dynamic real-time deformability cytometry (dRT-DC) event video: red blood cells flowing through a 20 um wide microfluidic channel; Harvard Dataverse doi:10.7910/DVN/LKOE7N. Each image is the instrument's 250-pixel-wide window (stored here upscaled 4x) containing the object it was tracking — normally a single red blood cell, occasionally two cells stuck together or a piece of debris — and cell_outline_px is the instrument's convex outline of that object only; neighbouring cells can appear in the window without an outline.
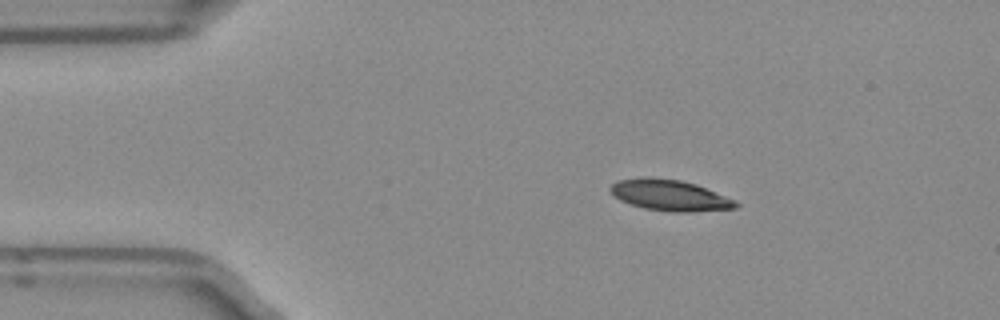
{"species": "Egyptian fruit bat (a non-hibernating species)", "species_latin": "Rousettus aegyptiacus", "temperature_condition": "room temperature", "stored_images_in_passage": 3, "camera_frame_rate_fps": 3000, "um_per_image_px": 0.085, "frame": {"image": 1, "passage_image": 1, "time_ms": 0.0, "image_size_px": [1000, 320], "cell_outline_px": [[740, 204], [736, 208], [688, 212], [676, 212], [644, 208], [620, 200], [608, 188], [616, 180], [640, 176], [644, 176], [680, 180], [696, 184], [736, 200]], "centroid_in_image_um": [56.93, 16.58], "position_along_channel_um": 28.1, "area_um2": 22.66}}
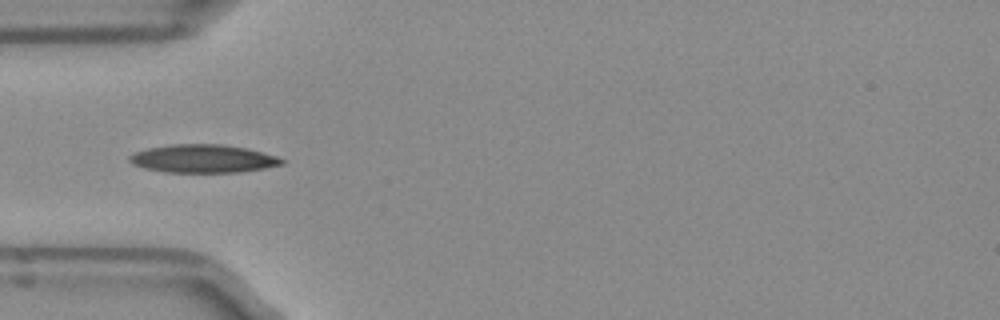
{"frame": {"image": 2, "passage_image": 3, "time_ms": 0.667, "image_size_px": [1000, 320], "cell_outline_px": [[284, 164], [264, 168], [240, 172], [164, 172], [144, 168], [132, 164], [128, 160], [128, 156], [136, 152], [148, 148], [172, 144], [220, 144], [244, 148], [276, 156], [284, 160]], "centroid_in_image_um": [17.22, 13.49], "position_along_channel_um": 67.8, "area_um2": 24.8}}